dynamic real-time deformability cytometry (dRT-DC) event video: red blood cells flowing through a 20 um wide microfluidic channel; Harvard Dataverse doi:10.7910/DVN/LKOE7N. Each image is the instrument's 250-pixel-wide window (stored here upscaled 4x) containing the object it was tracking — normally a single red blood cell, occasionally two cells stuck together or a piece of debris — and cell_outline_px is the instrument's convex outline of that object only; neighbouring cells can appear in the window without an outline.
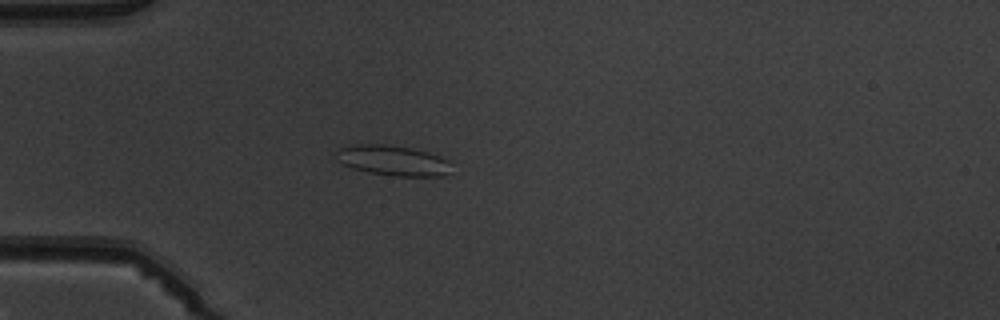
{"species": "common noctule bat (a hibernating species)", "species_latin": "Nyctalus noctula", "temperature_condition": "warm", "stored_images_in_passage": 5, "camera_frame_rate_fps": 3000, "um_per_image_px": 0.085, "animal": {"sex": "male", "body_mass_g": 19.5, "forearm_length_mm": 54.6}, "frame": {"image": 1, "passage_image": 5, "time_ms": 4.667, "image_size_px": [1000, 320], "cell_outline_px": [[448, 172], [444, 176], [396, 176], [368, 172], [352, 168], [344, 164], [340, 160], [336, 152], [340, 148], [352, 144], [392, 144], [412, 148], [428, 152], [440, 156], [448, 160]], "centroid_in_image_um": [33.39, 13.62], "position_along_channel_um": 51.6, "area_um2": 20.17}}